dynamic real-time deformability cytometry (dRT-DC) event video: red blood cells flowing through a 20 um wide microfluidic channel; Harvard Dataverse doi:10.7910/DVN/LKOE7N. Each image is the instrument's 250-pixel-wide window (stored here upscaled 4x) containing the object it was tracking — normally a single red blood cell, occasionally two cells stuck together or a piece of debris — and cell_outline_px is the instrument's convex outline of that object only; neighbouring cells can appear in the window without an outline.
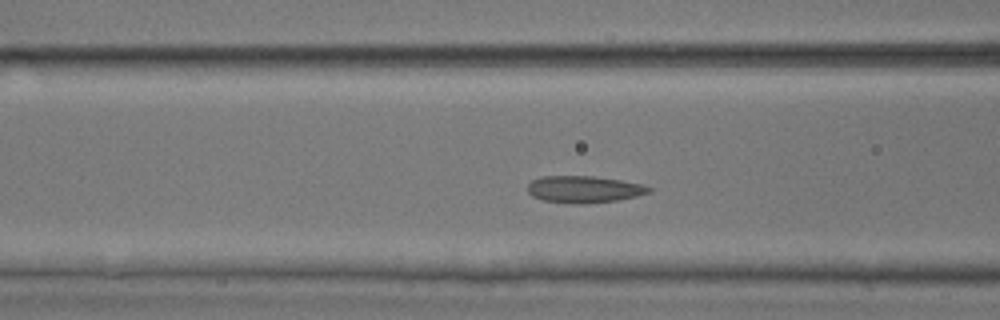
{"species": "common noctule bat (a hibernating species)", "species_latin": "Nyctalus noctula", "temperature_condition": "room temperature", "stored_images_in_passage": 47, "camera_frame_rate_fps": 3000, "um_per_image_px": 0.085, "animal": {"sex": "male", "body_mass_g": 17.9, "forearm_length_mm": 54.2}, "frame": {"image": 1, "passage_image": 16, "time_ms": 5.0, "image_size_px": [1000, 320], "cell_outline_px": [[652, 192], [636, 196], [616, 200], [580, 204], [572, 204], [544, 200], [532, 196], [528, 192], [528, 184], [532, 180], [540, 176], [592, 176], [620, 180], [644, 184], [652, 188]], "centroid_in_image_um": [49.64, 16.08], "position_along_channel_um": 117.0, "area_um2": 19.02}}
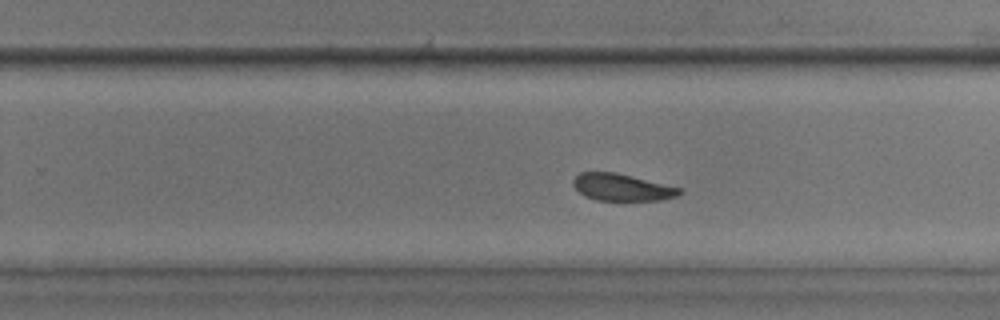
{"frame": {"image": 2, "passage_image": 28, "time_ms": 9.0, "image_size_px": [1000, 320], "cell_outline_px": [[684, 192], [676, 196], [660, 200], [596, 200], [584, 196], [572, 184], [572, 180], [580, 172], [616, 172], [680, 188]], "centroid_in_image_um": [52.84, 15.92], "position_along_channel_um": 277.0, "area_um2": 16.59}}
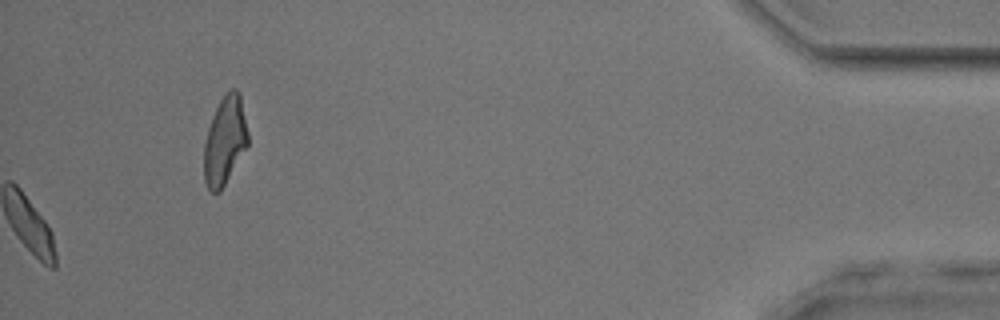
{"frame": {"image": 3, "passage_image": 47, "time_ms": 15.333, "image_size_px": [1000, 320], "cell_outline_px": [[248, 144], [220, 192], [212, 192], [208, 188], [204, 180], [204, 144], [208, 128], [216, 108], [220, 100], [232, 88], [236, 88], [240, 92], [248, 132]], "centroid_in_image_um": [19.11, 11.95], "position_along_channel_um": 416.1, "area_um2": 22.37}, "authors_computed_cell_mechanics": {"area_um2": 18.3226, "velocity_mm_per_s": 4.0151, "shape_relaxation_time_tau1_ms": 4.6444, "shape_relaxation_time_tau2_ms": 1.9474, "deformation_change_tau1": 0.1106, "deformation_change_tau2": 0.0706}}